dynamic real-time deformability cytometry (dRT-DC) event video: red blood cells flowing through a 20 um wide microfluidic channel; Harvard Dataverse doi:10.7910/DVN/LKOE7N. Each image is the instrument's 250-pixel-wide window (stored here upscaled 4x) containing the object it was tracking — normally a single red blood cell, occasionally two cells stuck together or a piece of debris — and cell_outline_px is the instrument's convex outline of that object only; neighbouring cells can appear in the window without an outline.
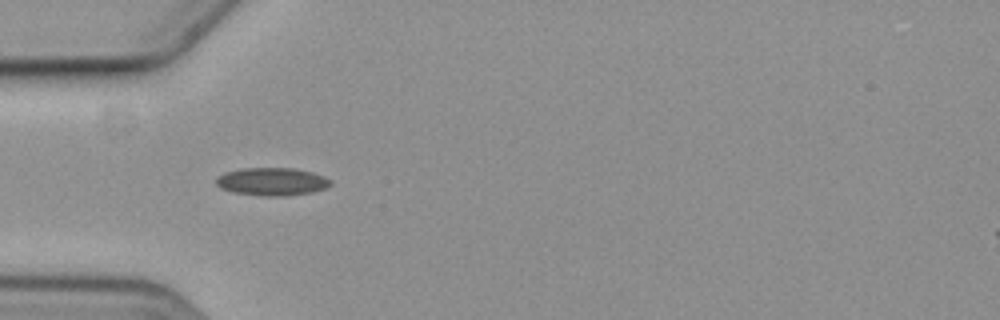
{"species": "common noctule bat (a hibernating species)", "species_latin": "Nyctalus noctula", "temperature_condition": "cold", "stored_images_in_passage": 9, "camera_frame_rate_fps": 3000, "um_per_image_px": 0.085, "animal": {"sex": "female", "body_mass_g": 19.3, "forearm_length_mm": 54.1}, "frame": {"image": 1, "passage_image": 6, "time_ms": 6.0, "image_size_px": [1000, 320], "cell_outline_px": [[332, 184], [324, 188], [312, 192], [284, 196], [264, 196], [232, 192], [220, 188], [216, 184], [216, 180], [220, 176], [228, 172], [244, 168], [292, 168], [312, 172], [324, 176], [332, 180]], "centroid_in_image_um": [23.15, 15.44], "position_along_channel_um": 61.9, "area_um2": 18.44}}
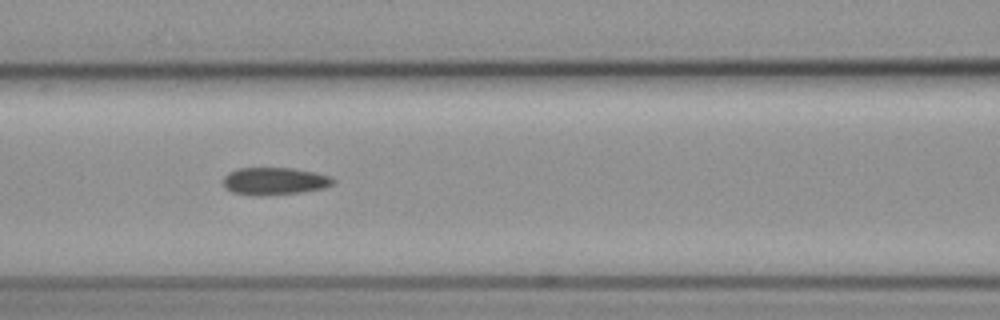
{"frame": {"image": 2, "passage_image": 8, "time_ms": 8.333, "image_size_px": [1000, 320], "cell_outline_px": [[336, 180], [332, 184], [324, 188], [300, 192], [264, 196], [260, 196], [232, 192], [224, 188], [224, 176], [228, 172], [236, 168], [292, 168], [316, 172], [332, 176]], "centroid_in_image_um": [23.34, 15.39], "position_along_channel_um": 143.3, "area_um2": 17.74}}
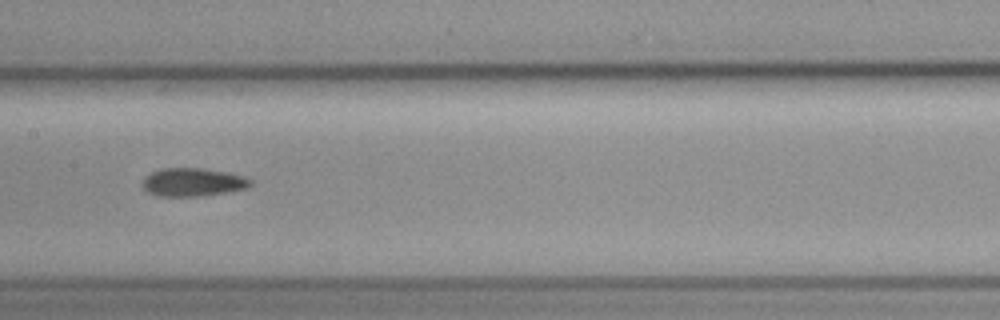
{"frame": {"image": 3, "passage_image": 9, "time_ms": 9.667, "image_size_px": [1000, 320], "cell_outline_px": [[252, 184], [248, 188], [200, 196], [160, 196], [148, 192], [144, 188], [144, 180], [152, 172], [160, 168], [200, 168], [228, 172], [244, 176], [252, 180]], "centroid_in_image_um": [16.44, 15.48], "position_along_channel_um": 191.0, "area_um2": 17.57}}